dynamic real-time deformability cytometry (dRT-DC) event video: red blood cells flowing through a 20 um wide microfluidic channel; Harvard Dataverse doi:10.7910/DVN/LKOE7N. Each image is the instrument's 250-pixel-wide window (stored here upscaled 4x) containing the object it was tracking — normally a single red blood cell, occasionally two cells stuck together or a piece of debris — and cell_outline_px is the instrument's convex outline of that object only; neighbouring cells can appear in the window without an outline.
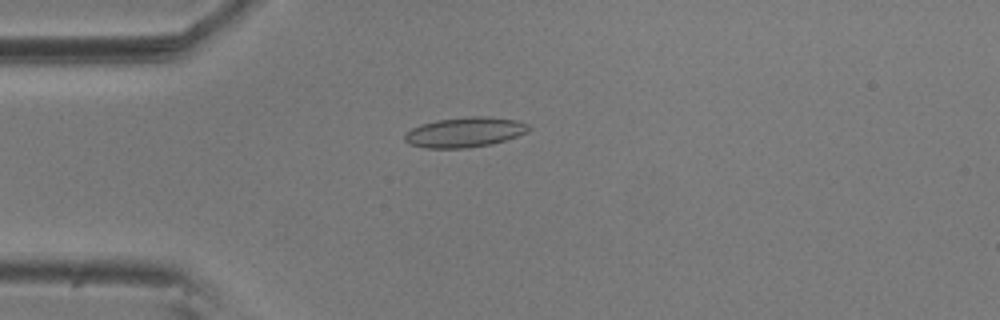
{"species": "common noctule bat (a hibernating species)", "species_latin": "Nyctalus noctula", "temperature_condition": "room temperature", "stored_images_in_passage": 25, "camera_frame_rate_fps": 3000, "um_per_image_px": 0.085, "animal": {"sex": "male", "body_mass_g": 20.5, "forearm_length_mm": 52.5}, "frame": {"image": 1, "passage_image": 5, "time_ms": 1.333, "image_size_px": [1000, 320], "cell_outline_px": [[532, 128], [528, 132], [492, 144], [468, 148], [424, 148], [408, 144], [404, 140], [404, 136], [412, 128], [420, 124], [436, 120], [468, 116], [488, 116], [516, 120], [528, 124]], "centroid_in_image_um": [39.5, 11.23], "position_along_channel_um": 45.5, "area_um2": 21.85}}
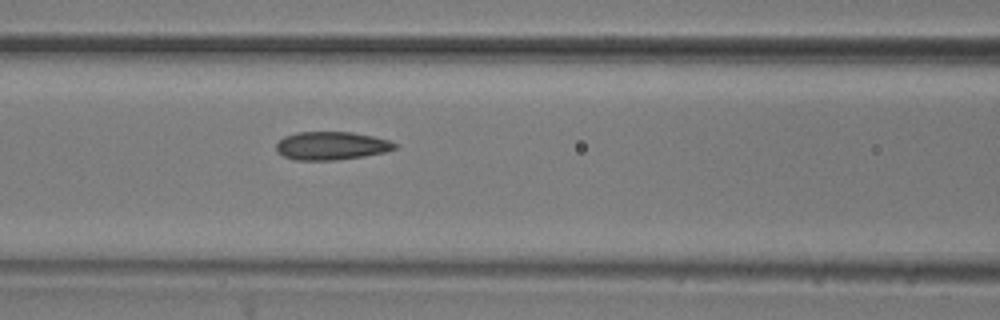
{"frame": {"image": 2, "passage_image": 14, "time_ms": 4.333, "image_size_px": [1000, 320], "cell_outline_px": [[396, 148], [384, 152], [364, 156], [336, 160], [296, 160], [284, 156], [276, 152], [276, 144], [284, 136], [296, 132], [352, 132], [372, 136], [388, 140], [396, 144]], "centroid_in_image_um": [28.13, 12.39], "position_along_channel_um": 138.5, "area_um2": 19.42}}
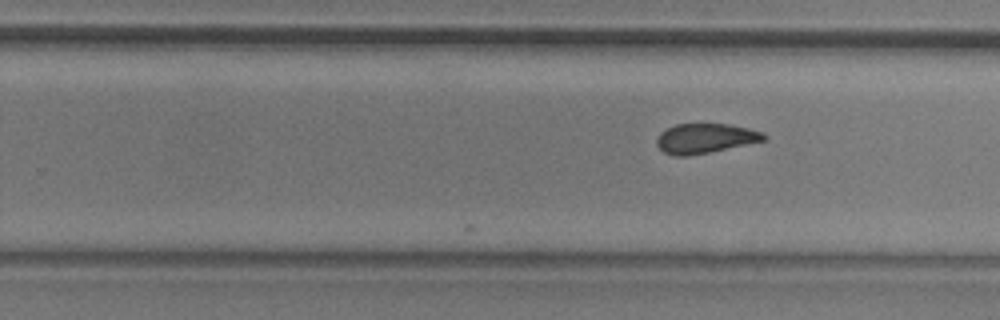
{"frame": {"image": 3, "passage_image": 25, "time_ms": 8.0, "image_size_px": [1000, 320], "cell_outline_px": [[768, 136], [764, 140], [708, 152], [688, 156], [676, 156], [664, 152], [656, 144], [656, 140], [660, 132], [664, 128], [676, 124], [728, 124], [748, 128], [764, 132]], "centroid_in_image_um": [59.91, 11.75], "position_along_channel_um": 269.9, "area_um2": 18.44}}